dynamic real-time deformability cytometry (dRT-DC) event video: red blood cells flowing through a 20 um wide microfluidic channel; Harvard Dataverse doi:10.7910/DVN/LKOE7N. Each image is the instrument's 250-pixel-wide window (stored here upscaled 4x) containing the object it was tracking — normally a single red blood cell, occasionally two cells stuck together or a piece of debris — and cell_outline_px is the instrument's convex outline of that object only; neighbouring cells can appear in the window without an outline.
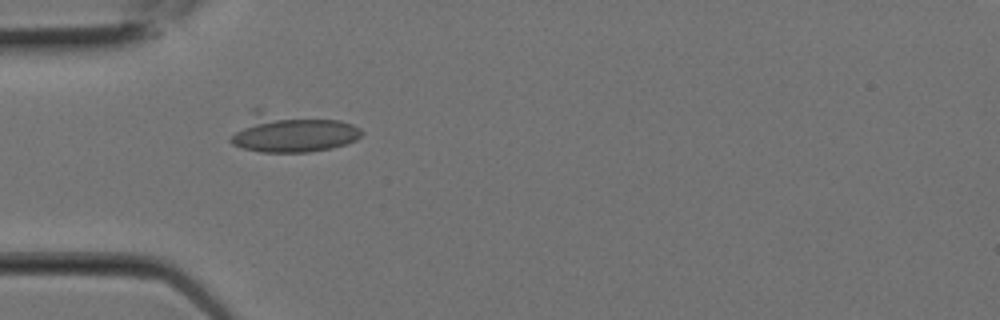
{"species": "Egyptian fruit bat (a non-hibernating species)", "species_latin": "Rousettus aegyptiacus", "temperature_condition": "room temperature", "stored_images_in_passage": 2, "camera_frame_rate_fps": 3000, "um_per_image_px": 0.085, "animal": {"sex": "female"}, "frame": {"image": 1, "passage_image": 1, "time_ms": 0.0, "image_size_px": [1000, 320], "cell_outline_px": [[364, 132], [356, 140], [332, 148], [308, 152], [260, 152], [244, 148], [232, 144], [228, 140], [252, 108], [260, 108], [340, 120], [352, 124], [360, 128]], "centroid_in_image_um": [24.78, 11.24], "position_along_channel_um": 60.2, "area_um2": 30.4}}
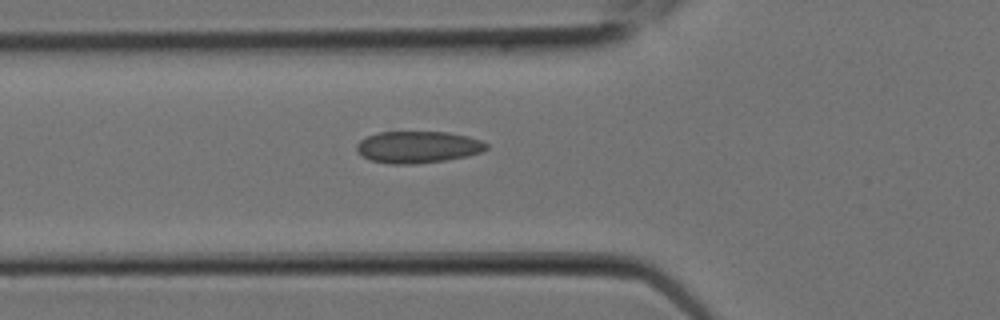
{"frame": {"image": 2, "passage_image": 2, "time_ms": 0.333, "image_size_px": [1000, 320], "cell_outline_px": [[488, 148], [480, 152], [468, 156], [444, 160], [416, 164], [388, 164], [372, 160], [356, 152], [356, 144], [360, 140], [368, 136], [380, 132], [448, 132], [468, 136], [480, 140], [488, 144]], "centroid_in_image_um": [35.52, 12.5], "position_along_channel_um": 90.3, "area_um2": 24.04}}